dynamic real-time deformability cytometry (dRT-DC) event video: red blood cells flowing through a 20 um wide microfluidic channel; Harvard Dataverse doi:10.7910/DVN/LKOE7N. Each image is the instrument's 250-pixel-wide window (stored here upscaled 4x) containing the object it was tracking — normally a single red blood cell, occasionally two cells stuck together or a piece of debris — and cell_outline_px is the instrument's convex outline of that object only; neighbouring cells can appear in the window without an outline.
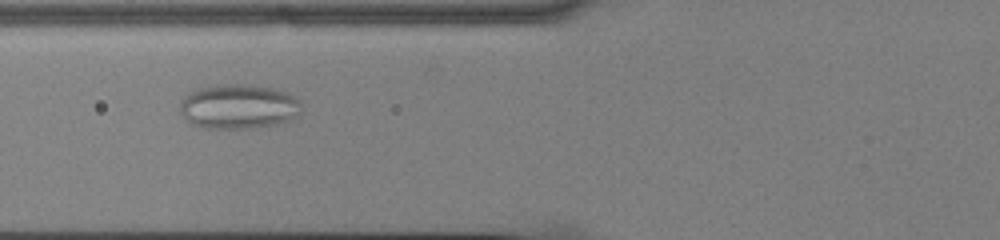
{"species": "common noctule bat (a hibernating species)", "species_latin": "Nyctalus noctula", "temperature_condition": "cold", "stored_images_in_passage": 48, "camera_frame_rate_fps": 3000, "um_per_image_px": 0.085, "animal": {"sex": "male", "body_mass_g": 13.0, "forearm_length_mm": 53.1}, "frame": {"image": 1, "passage_image": 15, "time_ms": 4.667, "image_size_px": [1000, 240], "cell_outline_px": [[300, 116], [276, 124], [248, 128], [204, 128], [188, 124], [180, 112], [180, 104], [184, 96], [188, 92], [200, 88], [216, 84], [244, 84], [272, 88], [284, 92], [300, 100]], "centroid_in_image_um": [20.23, 9.06], "position_along_channel_um": 105.6, "area_um2": 31.73}}
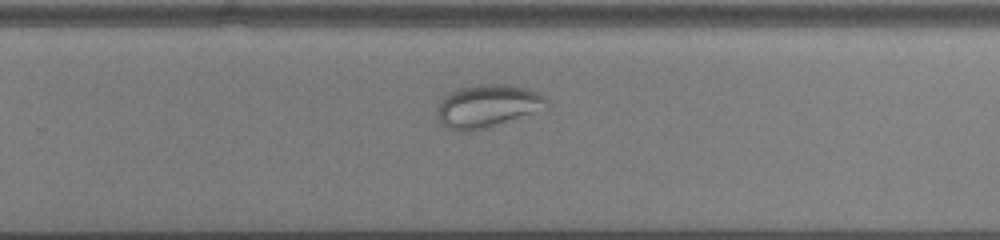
{"frame": {"image": 2, "passage_image": 30, "time_ms": 9.667, "image_size_px": [1000, 240], "cell_outline_px": [[548, 112], [468, 132], [456, 132], [448, 128], [436, 116], [436, 108], [440, 100], [444, 96], [460, 88], [480, 84], [508, 84], [524, 88], [536, 92], [544, 96], [548, 100]], "centroid_in_image_um": [41.52, 9.04], "position_along_channel_um": 288.3, "area_um2": 28.15}}
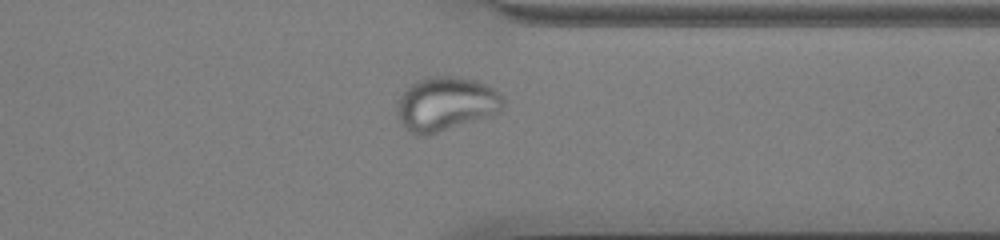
{"frame": {"image": 3, "passage_image": 37, "time_ms": 12.0, "image_size_px": [1000, 240], "cell_outline_px": [[504, 108], [500, 112], [492, 116], [424, 136], [416, 136], [408, 132], [400, 120], [396, 112], [396, 104], [400, 96], [416, 80], [428, 76], [456, 76], [476, 80], [492, 88], [504, 100]], "centroid_in_image_um": [37.89, 8.84], "position_along_channel_um": 373.5, "area_um2": 33.58}}